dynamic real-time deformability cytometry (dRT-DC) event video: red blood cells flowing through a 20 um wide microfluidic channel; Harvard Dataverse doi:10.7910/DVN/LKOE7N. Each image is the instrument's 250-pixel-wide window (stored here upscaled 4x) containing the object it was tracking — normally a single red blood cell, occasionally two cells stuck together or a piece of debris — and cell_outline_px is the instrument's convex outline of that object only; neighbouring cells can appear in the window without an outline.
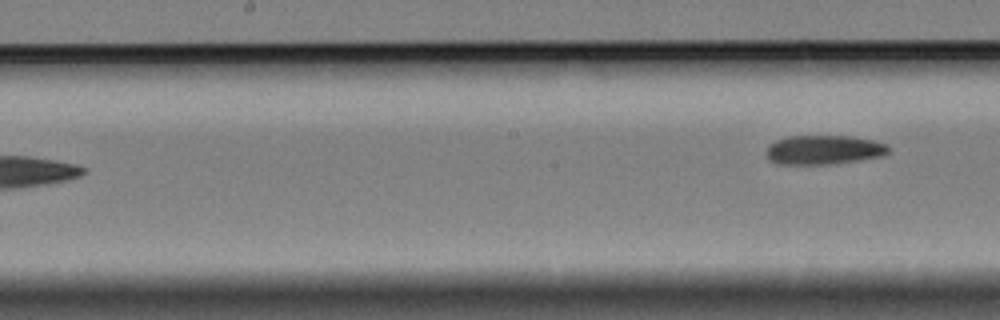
{"species": "Egyptian fruit bat (a non-hibernating species)", "species_latin": "Rousettus aegyptiacus", "temperature_condition": "cold", "stored_images_in_passage": 6, "segment_of_instrument_passage": [2, 2], "camera_frame_rate_fps": 3000, "um_per_image_px": 0.085, "animal": {"sex": "female"}, "frame": {"image": 1, "passage_image": 6, "time_ms": 6.333, "image_size_px": [1000, 320], "cell_outline_px": [[888, 152], [884, 156], [856, 160], [820, 164], [780, 164], [772, 160], [768, 156], [768, 144], [776, 140], [788, 136], [852, 136], [872, 140], [888, 144]], "centroid_in_image_um": [70.04, 12.71], "position_along_channel_um": 178.2, "area_um2": 20.46}}